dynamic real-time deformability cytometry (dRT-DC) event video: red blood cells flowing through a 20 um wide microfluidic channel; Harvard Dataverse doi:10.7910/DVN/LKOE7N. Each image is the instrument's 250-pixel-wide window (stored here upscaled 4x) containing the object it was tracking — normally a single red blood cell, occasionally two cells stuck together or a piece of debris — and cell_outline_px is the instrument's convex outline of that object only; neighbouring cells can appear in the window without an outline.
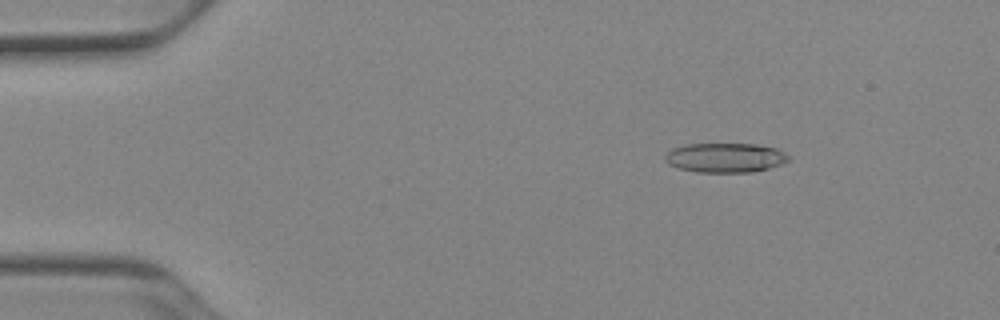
{"species": "Egyptian fruit bat (a non-hibernating species)", "species_latin": "Rousettus aegyptiacus", "temperature_condition": "cold", "stored_images_in_passage": 52, "camera_frame_rate_fps": 3000, "um_per_image_px": 0.085, "animal": {"sex": "female"}, "frame": {"image": 1, "passage_image": 8, "time_ms": 2.333, "image_size_px": [1000, 320], "cell_outline_px": [[788, 160], [780, 164], [768, 168], [752, 172], [696, 172], [676, 168], [668, 164], [664, 160], [664, 156], [672, 148], [684, 144], [756, 144], [776, 148], [784, 152], [788, 156]], "centroid_in_image_um": [61.58, 13.4], "position_along_channel_um": 23.4, "area_um2": 21.27}}
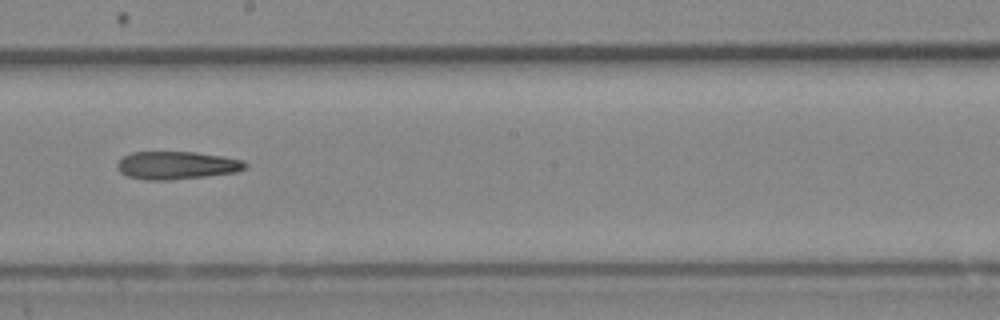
{"frame": {"image": 2, "passage_image": 30, "time_ms": 9.667, "image_size_px": [1000, 320], "cell_outline_px": [[248, 168], [236, 172], [208, 176], [168, 180], [144, 180], [128, 176], [120, 172], [116, 168], [116, 164], [124, 156], [132, 152], [196, 152], [224, 156], [244, 160], [248, 164]], "centroid_in_image_um": [15.06, 14.05], "position_along_channel_um": 233.1, "area_um2": 21.04}}
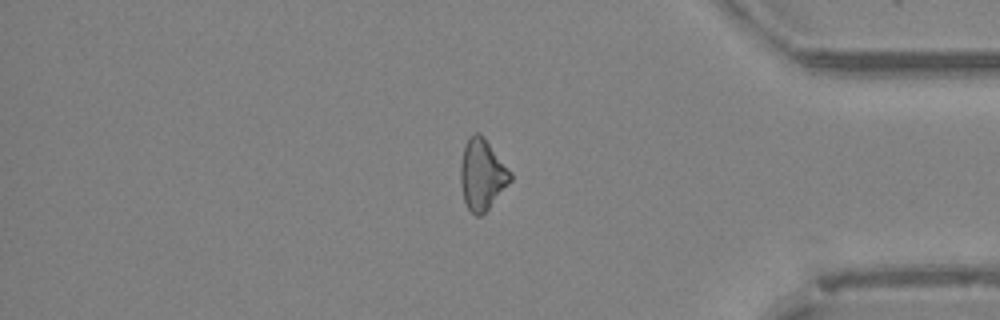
{"frame": {"image": 3, "passage_image": 44, "time_ms": 14.333, "image_size_px": [1000, 320], "cell_outline_px": [[512, 180], [488, 208], [480, 216], [476, 216], [468, 208], [464, 200], [460, 184], [460, 164], [464, 148], [468, 140], [476, 132], [480, 132], [484, 136], [512, 172]], "centroid_in_image_um": [40.98, 14.82], "position_along_channel_um": 394.2, "area_um2": 20.46}, "authors_computed_cell_mechanics": {"area_um2": 21.2704, "velocity_mm_per_s": 3.9452, "shape_relaxation_time_tau1_ms": 10.3883, "shape_relaxation_time_tau2_ms": null, "deformation_change_tau1": 0.1969, "deformation_change_tau2": null}}